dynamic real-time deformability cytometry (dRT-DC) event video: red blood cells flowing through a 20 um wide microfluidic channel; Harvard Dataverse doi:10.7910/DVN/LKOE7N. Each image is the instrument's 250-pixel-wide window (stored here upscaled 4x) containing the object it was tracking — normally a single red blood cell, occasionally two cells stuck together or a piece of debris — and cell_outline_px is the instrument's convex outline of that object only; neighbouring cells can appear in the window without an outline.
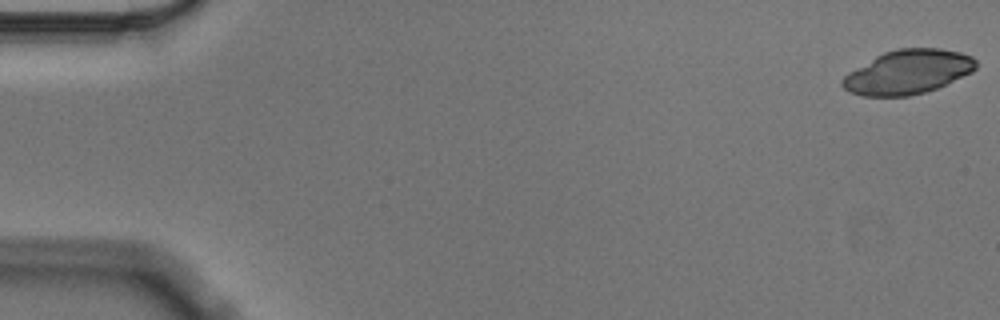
{"species": "Egyptian fruit bat (a non-hibernating species)", "species_latin": "Rousettus aegyptiacus", "temperature_condition": "cold", "stored_images_in_passage": 36, "camera_frame_rate_fps": 3000, "um_per_image_px": 0.085, "animal": {"sex": "male"}, "frame": {"image": 1, "passage_image": 1, "time_ms": 0.0, "image_size_px": [1000, 320], "cell_outline_px": [[976, 68], [972, 72], [936, 88], [924, 92], [908, 96], [864, 96], [848, 92], [840, 84], [840, 80], [848, 72], [876, 56], [884, 52], [896, 48], [940, 48], [960, 52], [972, 56], [976, 60]], "centroid_in_image_um": [77.14, 6.11], "position_along_channel_um": 7.9, "area_um2": 34.33}}